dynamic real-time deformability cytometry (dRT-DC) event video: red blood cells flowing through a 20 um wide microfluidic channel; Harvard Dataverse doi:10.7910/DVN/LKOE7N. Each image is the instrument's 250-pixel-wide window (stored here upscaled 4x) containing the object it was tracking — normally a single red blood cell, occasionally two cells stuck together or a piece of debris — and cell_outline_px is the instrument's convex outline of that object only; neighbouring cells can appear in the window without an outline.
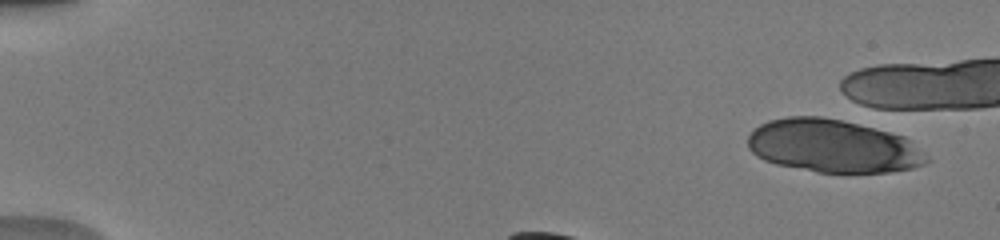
{"species": "human", "species_latin": "Homo sapiens", "temperature_condition": "warm", "stored_images_in_passage": 4, "camera_frame_rate_fps": 3000, "um_per_image_px": 0.085, "donor": {"sex": "male"}, "frame": {"image": 1, "passage_image": 1, "time_ms": 0.0, "image_size_px": [1000, 240], "cell_outline_px": [[932, 160], [924, 164], [912, 168], [888, 172], [816, 172], [776, 164], [764, 160], [756, 156], [748, 148], [748, 136], [760, 124], [768, 120], [788, 116], [820, 116], [840, 120], [904, 136]], "centroid_in_image_um": [70.77, 12.42], "position_along_channel_um": 14.2, "area_um2": 54.85}}